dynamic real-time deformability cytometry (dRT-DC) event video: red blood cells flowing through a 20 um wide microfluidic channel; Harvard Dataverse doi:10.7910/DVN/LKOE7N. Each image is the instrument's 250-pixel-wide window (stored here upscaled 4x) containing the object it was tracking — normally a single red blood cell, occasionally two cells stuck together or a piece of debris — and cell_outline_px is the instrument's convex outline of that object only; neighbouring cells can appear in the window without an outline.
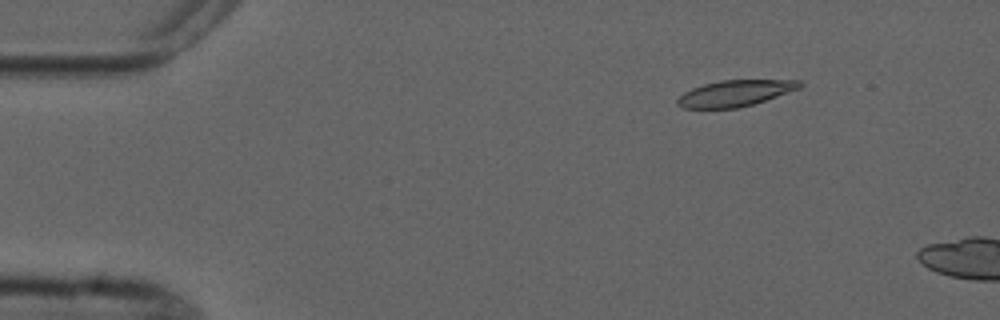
{"species": "common noctule bat (a hibernating species)", "species_latin": "Nyctalus noctula", "temperature_condition": "cold", "stored_images_in_passage": 5, "camera_frame_rate_fps": 3000, "um_per_image_px": 0.085, "animal": {"sex": "male", "forearm_length_mm": 52.5}, "frame": {"image": 1, "passage_image": 2, "time_ms": 1.333, "image_size_px": [1000, 320], "cell_outline_px": [[804, 84], [800, 88], [752, 104], [736, 108], [684, 108], [676, 104], [676, 100], [684, 92], [692, 88], [704, 84], [720, 80], [800, 80]], "centroid_in_image_um": [62.47, 7.92], "position_along_channel_um": 22.5, "area_um2": 18.44}}